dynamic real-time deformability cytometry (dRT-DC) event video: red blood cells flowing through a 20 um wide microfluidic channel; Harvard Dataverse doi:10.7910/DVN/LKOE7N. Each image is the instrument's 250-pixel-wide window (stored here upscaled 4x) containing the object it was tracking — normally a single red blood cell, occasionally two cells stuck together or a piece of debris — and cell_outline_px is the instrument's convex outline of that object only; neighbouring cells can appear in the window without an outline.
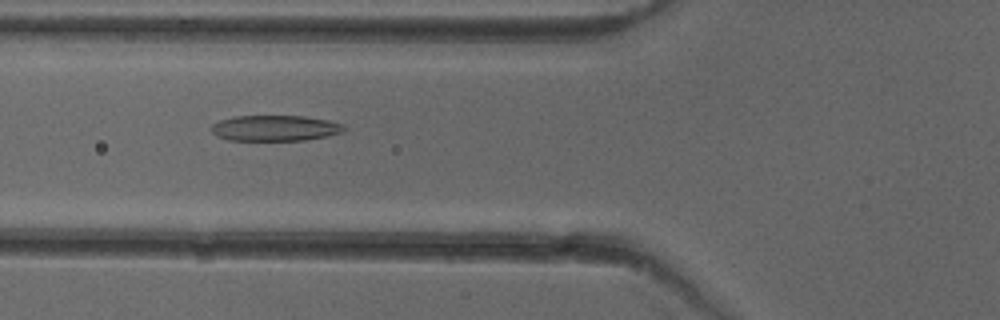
{"species": "common noctule bat (a hibernating species)", "species_latin": "Nyctalus noctula", "temperature_condition": "cold", "stored_images_in_passage": 51, "camera_frame_rate_fps": 3000, "um_per_image_px": 0.085, "animal": {"sex": "female"}, "frame": {"image": 1, "passage_image": 19, "time_ms": 6.0, "image_size_px": [1000, 320], "cell_outline_px": [[348, 128], [344, 132], [328, 136], [304, 140], [228, 140], [216, 136], [212, 132], [212, 124], [220, 120], [236, 116], [304, 116], [328, 120], [344, 124]], "centroid_in_image_um": [23.43, 10.89], "position_along_channel_um": 102.4, "area_um2": 20.0}}
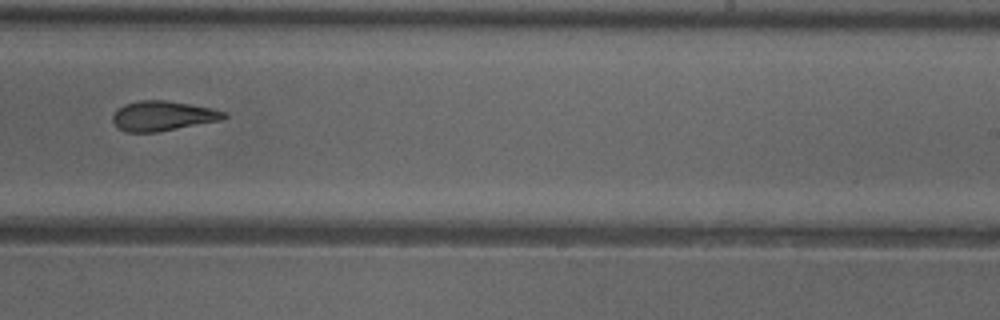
{"frame": {"image": 2, "passage_image": 32, "time_ms": 10.333, "image_size_px": [1000, 320], "cell_outline_px": [[228, 116], [220, 120], [156, 132], [124, 132], [112, 120], [112, 116], [116, 108], [124, 104], [140, 100], [164, 100], [212, 108], [224, 112]], "centroid_in_image_um": [13.79, 9.84], "position_along_channel_um": 275.2, "area_um2": 19.13}}
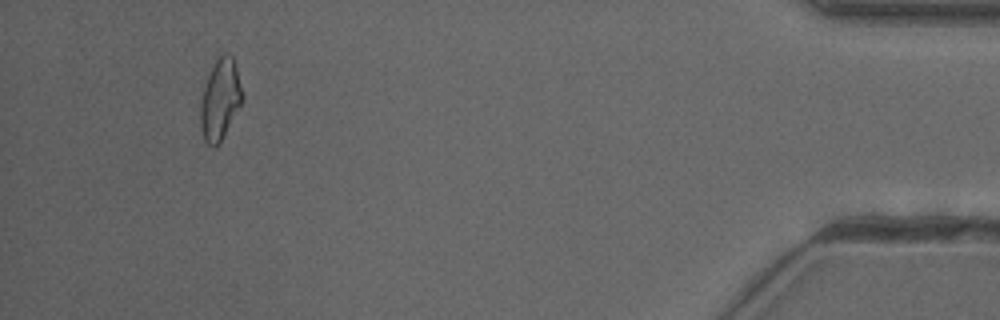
{"frame": {"image": 3, "passage_image": 48, "time_ms": 15.667, "image_size_px": [1000, 320], "cell_outline_px": [[244, 100], [220, 144], [216, 148], [212, 148], [204, 140], [200, 128], [200, 100], [208, 76], [216, 60], [224, 52], [228, 52], [232, 56], [236, 68], [244, 96]], "centroid_in_image_um": [18.72, 8.52], "position_along_channel_um": 416.5, "area_um2": 20.0}, "authors_computed_cell_mechanics": {"area_um2": 20.1144, "velocity_mm_per_s": 3.9747, "shape_relaxation_time_tau1_ms": null, "shape_relaxation_time_tau2_ms": 3.2326, "deformation_change_tau1": null, "deformation_change_tau2": 0.1183}}